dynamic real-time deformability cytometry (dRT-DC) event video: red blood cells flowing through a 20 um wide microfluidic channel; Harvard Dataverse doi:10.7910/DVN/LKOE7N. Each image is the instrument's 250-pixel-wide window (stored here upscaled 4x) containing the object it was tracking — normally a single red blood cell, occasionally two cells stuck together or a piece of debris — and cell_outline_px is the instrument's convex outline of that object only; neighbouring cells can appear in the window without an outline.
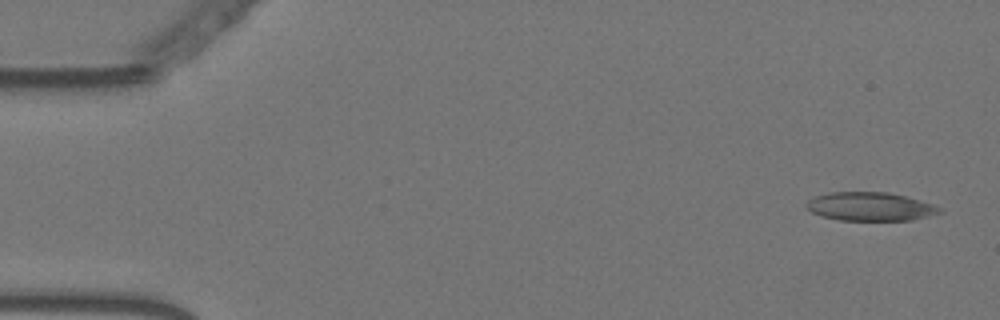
{"species": "Egyptian fruit bat (a non-hibernating species)", "species_latin": "Rousettus aegyptiacus", "temperature_condition": "warm", "stored_images_in_passage": 56, "camera_frame_rate_fps": 3000, "um_per_image_px": 0.085, "animal": {"sex": "female"}, "frame": {"image": 1, "passage_image": 2, "time_ms": 0.333, "image_size_px": [1000, 320], "cell_outline_px": [[944, 212], [912, 220], [840, 220], [820, 216], [812, 212], [804, 204], [808, 200], [816, 196], [828, 192], [888, 192], [904, 196], [932, 204], [940, 208]], "centroid_in_image_um": [73.94, 17.56], "position_along_channel_um": 11.1, "area_um2": 22.08}}
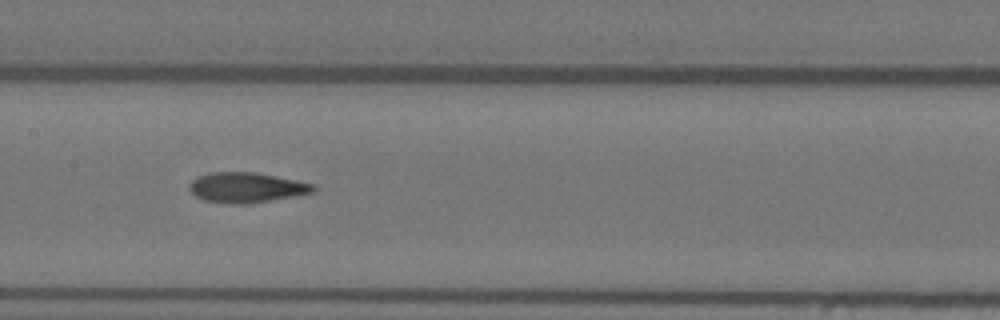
{"frame": {"image": 2, "passage_image": 27, "time_ms": 8.667, "image_size_px": [1000, 320], "cell_outline_px": [[316, 192], [248, 204], [224, 204], [204, 200], [196, 196], [188, 188], [188, 184], [196, 176], [208, 172], [256, 172], [316, 184]], "centroid_in_image_um": [20.93, 15.93], "position_along_channel_um": 186.5, "area_um2": 22.08}}
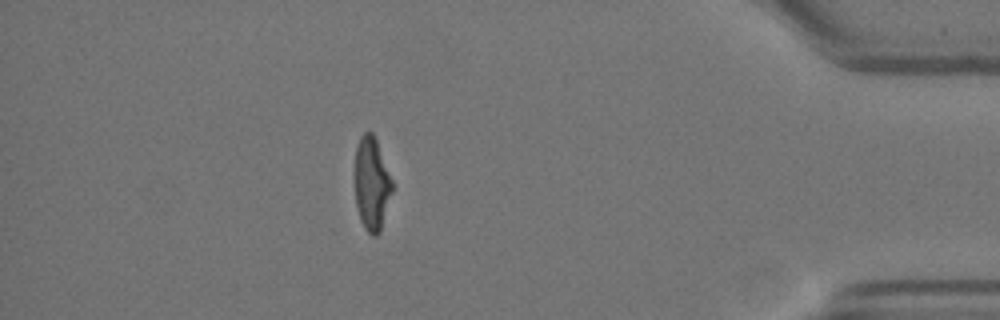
{"frame": {"image": 3, "passage_image": 49, "time_ms": 16.0, "image_size_px": [1000, 320], "cell_outline_px": [[392, 192], [380, 232], [376, 236], [372, 236], [364, 228], [360, 220], [356, 204], [352, 176], [352, 172], [356, 144], [360, 136], [364, 132], [372, 132], [376, 140], [392, 180]], "centroid_in_image_um": [31.53, 15.6], "position_along_channel_um": 403.7, "area_um2": 20.92}, "authors_computed_cell_mechanics": {"area_um2": 21.9929, "velocity_mm_per_s": 3.588, "shape_relaxation_time_tau1_ms": null, "shape_relaxation_time_tau2_ms": 2.6342, "deformation_change_tau1": null, "deformation_change_tau2": 0.0982}}